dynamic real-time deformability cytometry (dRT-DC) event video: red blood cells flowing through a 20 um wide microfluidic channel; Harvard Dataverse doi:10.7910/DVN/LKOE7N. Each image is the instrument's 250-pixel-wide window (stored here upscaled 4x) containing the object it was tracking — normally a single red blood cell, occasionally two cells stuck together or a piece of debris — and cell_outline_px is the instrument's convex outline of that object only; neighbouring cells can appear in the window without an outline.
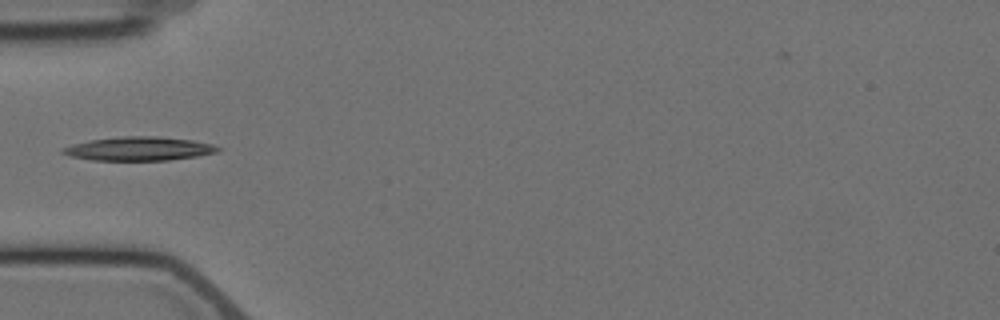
{"species": "Egyptian fruit bat (a non-hibernating species)", "species_latin": "Rousettus aegyptiacus", "temperature_condition": "cold", "stored_images_in_passage": 7, "camera_frame_rate_fps": 3000, "um_per_image_px": 0.085, "animal": {"sex": "female"}, "frame": {"image": 1, "passage_image": 5, "time_ms": 4.667, "image_size_px": [1000, 320], "cell_outline_px": [[220, 148], [216, 152], [196, 156], [168, 160], [92, 160], [72, 156], [60, 152], [60, 148], [72, 144], [92, 140], [124, 136], [156, 136], [192, 140], [212, 144]], "centroid_in_image_um": [11.78, 12.64], "position_along_channel_um": 73.2, "area_um2": 21.21}}
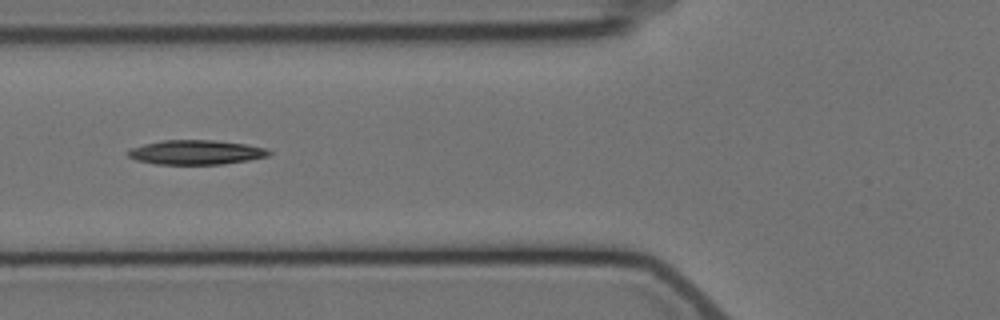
{"frame": {"image": 2, "passage_image": 6, "time_ms": 5.667, "image_size_px": [1000, 320], "cell_outline_px": [[272, 152], [268, 156], [248, 160], [224, 164], [156, 164], [136, 160], [128, 156], [124, 152], [132, 148], [144, 144], [164, 140], [212, 140], [244, 144], [264, 148]], "centroid_in_image_um": [16.62, 12.95], "position_along_channel_um": 109.2, "area_um2": 19.94}}
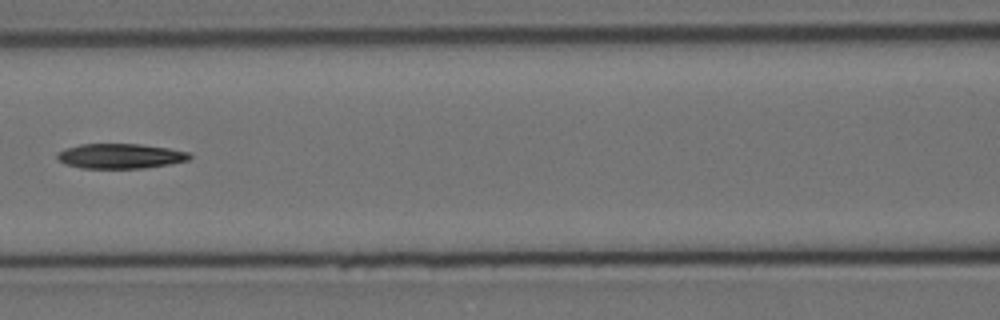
{"frame": {"image": 3, "passage_image": 7, "time_ms": 7.0, "image_size_px": [1000, 320], "cell_outline_px": [[192, 156], [188, 160], [168, 164], [144, 168], [80, 168], [64, 164], [56, 156], [56, 152], [64, 148], [80, 144], [140, 144], [168, 148], [188, 152]], "centroid_in_image_um": [10.17, 13.26], "position_along_channel_um": 156.4, "area_um2": 19.25}}